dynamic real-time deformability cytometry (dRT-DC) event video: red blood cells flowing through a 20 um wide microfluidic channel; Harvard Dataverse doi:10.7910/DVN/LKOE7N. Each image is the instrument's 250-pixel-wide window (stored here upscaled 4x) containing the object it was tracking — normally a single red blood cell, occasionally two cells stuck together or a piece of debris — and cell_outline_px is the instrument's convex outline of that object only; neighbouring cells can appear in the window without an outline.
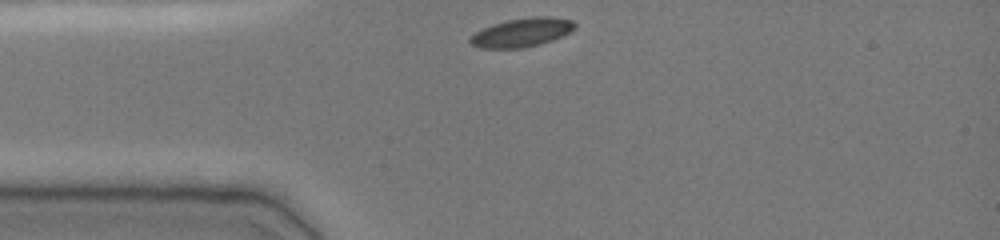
{"species": "common noctule bat (a hibernating species)", "species_latin": "Nyctalus noctula", "temperature_condition": "cold", "stored_images_in_passage": 31, "camera_frame_rate_fps": 3000, "um_per_image_px": 0.085, "animal": {"sex": "female", "body_mass_g": 19.0, "forearm_length_mm": 51.5}, "frame": {"image": 1, "passage_image": 1, "time_ms": 0.0, "image_size_px": [1000, 240], "cell_outline_px": [[576, 28], [552, 40], [540, 44], [524, 48], [480, 48], [472, 44], [468, 40], [476, 32], [492, 24], [508, 20], [536, 16], [552, 16], [572, 20], [576, 24]], "centroid_in_image_um": [44.37, 2.75], "position_along_channel_um": 40.6, "area_um2": 17.4}}
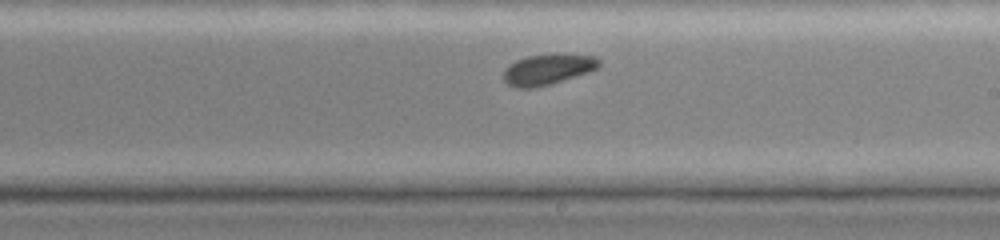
{"frame": {"image": 2, "passage_image": 18, "time_ms": 5.667, "image_size_px": [1000, 240], "cell_outline_px": [[600, 64], [596, 68], [588, 72], [548, 84], [532, 88], [516, 88], [508, 84], [504, 80], [504, 68], [508, 64], [516, 60], [528, 56], [552, 52], [556, 52], [596, 56], [600, 60]], "centroid_in_image_um": [46.55, 5.85], "position_along_channel_um": 242.5, "area_um2": 17.28}}
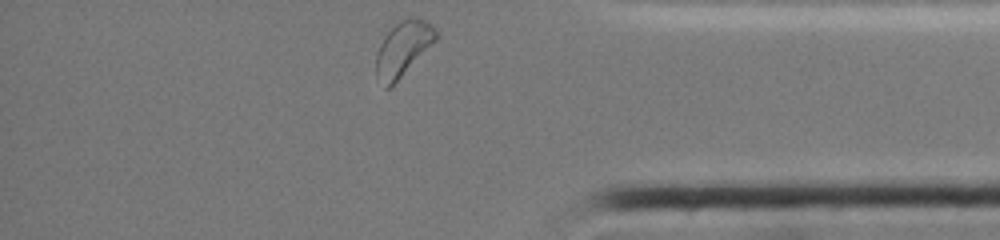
{"frame": {"image": 3, "passage_image": 31, "time_ms": 10.0, "image_size_px": [1000, 240], "cell_outline_px": [[440, 36], [388, 88], [384, 88], [376, 76], [376, 52], [384, 36], [400, 20], [412, 16], [416, 16], [432, 24], [440, 32]], "centroid_in_image_um": [34.27, 4.08], "position_along_channel_um": 400.9, "area_um2": 18.84}, "authors_computed_cell_mechanics": {"area_um2": 17.5712, "velocity_mm_per_s": 3.8479, "shape_relaxation_time_tau1_ms": 1.9845, "shape_relaxation_time_tau2_ms": null, "deformation_change_tau1": 0.0654, "deformation_change_tau2": null}}